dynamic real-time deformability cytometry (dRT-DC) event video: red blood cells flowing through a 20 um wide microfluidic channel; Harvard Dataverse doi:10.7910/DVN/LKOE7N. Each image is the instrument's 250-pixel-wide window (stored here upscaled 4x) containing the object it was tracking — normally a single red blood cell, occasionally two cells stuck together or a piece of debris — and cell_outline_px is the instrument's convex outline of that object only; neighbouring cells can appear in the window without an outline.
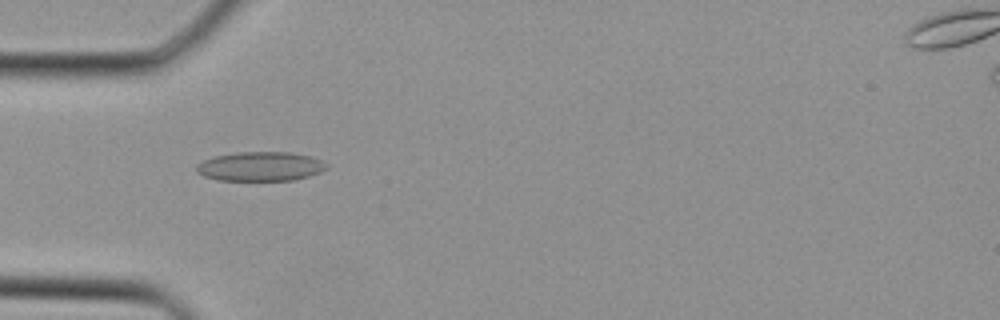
{"species": "Egyptian fruit bat (a non-hibernating species)", "species_latin": "Rousettus aegyptiacus", "temperature_condition": "cold", "stored_images_in_passage": 12, "camera_frame_rate_fps": 3000, "um_per_image_px": 0.085, "animal": {"sex": "female"}, "frame": {"image": 1, "passage_image": 1, "time_ms": 0.0, "image_size_px": [1000, 320], "cell_outline_px": [[328, 168], [320, 172], [308, 176], [292, 180], [220, 180], [204, 176], [196, 172], [196, 164], [204, 160], [216, 156], [236, 152], [292, 152], [308, 156], [320, 160], [328, 164]], "centroid_in_image_um": [22.13, 14.14], "position_along_channel_um": 62.9, "area_um2": 22.08}}
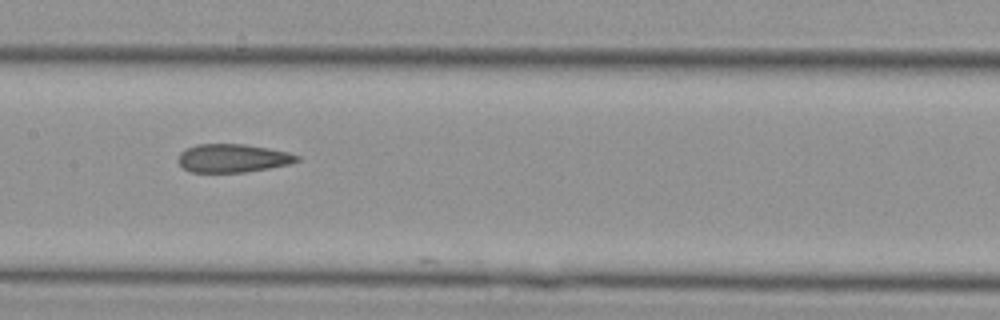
{"frame": {"image": 2, "passage_image": 8, "time_ms": 2.333, "image_size_px": [1000, 320], "cell_outline_px": [[300, 160], [292, 164], [244, 172], [192, 172], [184, 168], [180, 164], [180, 152], [196, 144], [244, 144], [268, 148], [288, 152], [300, 156]], "centroid_in_image_um": [19.84, 13.44], "position_along_channel_um": 187.6, "area_um2": 19.48}}
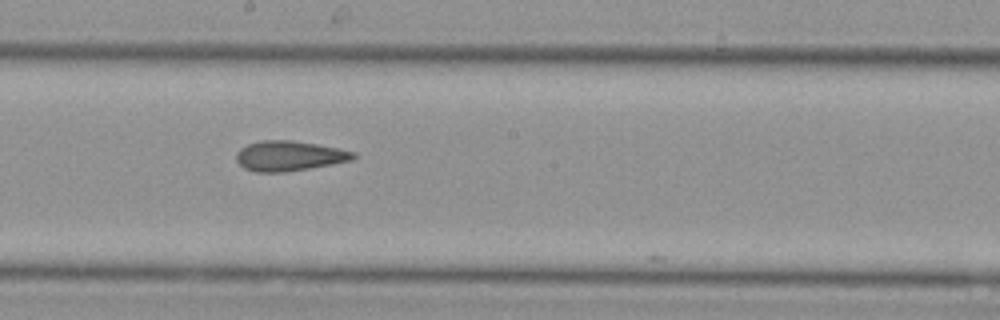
{"frame": {"image": 3, "passage_image": 10, "time_ms": 3.0, "image_size_px": [1000, 320], "cell_outline_px": [[356, 156], [352, 160], [308, 168], [284, 172], [256, 172], [244, 168], [236, 160], [236, 152], [240, 148], [248, 144], [260, 140], [292, 140], [340, 148], [356, 152]], "centroid_in_image_um": [24.57, 13.24], "position_along_channel_um": 223.6, "area_um2": 20.46}}